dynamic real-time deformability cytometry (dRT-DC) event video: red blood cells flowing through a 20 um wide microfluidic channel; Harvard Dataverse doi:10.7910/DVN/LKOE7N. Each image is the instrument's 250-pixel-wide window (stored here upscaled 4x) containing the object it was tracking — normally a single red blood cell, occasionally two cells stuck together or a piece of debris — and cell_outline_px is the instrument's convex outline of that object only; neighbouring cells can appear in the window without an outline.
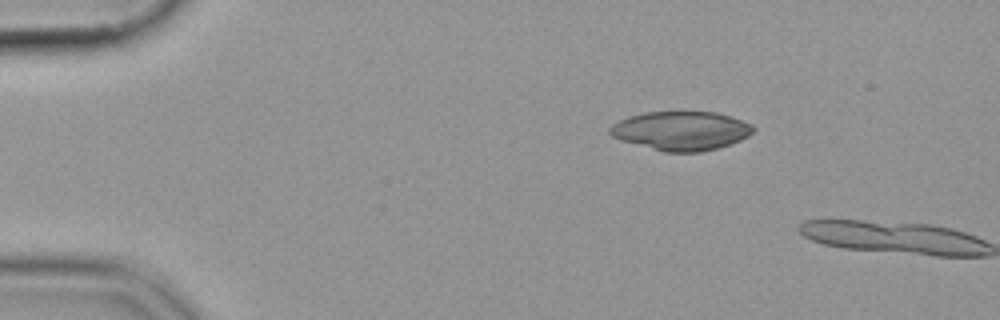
{"species": "common noctule bat (a hibernating species)", "species_latin": "Nyctalus noctula", "temperature_condition": "cold", "stored_images_in_passage": 2, "camera_frame_rate_fps": 3000, "um_per_image_px": 0.085, "animal": {"sex": "female", "body_mass_g": 19.9}, "frame": {"image": 1, "passage_image": 1, "time_ms": 0.0, "image_size_px": [1000, 320], "cell_outline_px": [[756, 128], [748, 136], [740, 140], [716, 148], [700, 152], [664, 152], [620, 140], [612, 136], [608, 132], [608, 128], [612, 124], [628, 116], [644, 112], [716, 112], [752, 124]], "centroid_in_image_um": [57.85, 11.11], "position_along_channel_um": 27.1, "area_um2": 32.43}}